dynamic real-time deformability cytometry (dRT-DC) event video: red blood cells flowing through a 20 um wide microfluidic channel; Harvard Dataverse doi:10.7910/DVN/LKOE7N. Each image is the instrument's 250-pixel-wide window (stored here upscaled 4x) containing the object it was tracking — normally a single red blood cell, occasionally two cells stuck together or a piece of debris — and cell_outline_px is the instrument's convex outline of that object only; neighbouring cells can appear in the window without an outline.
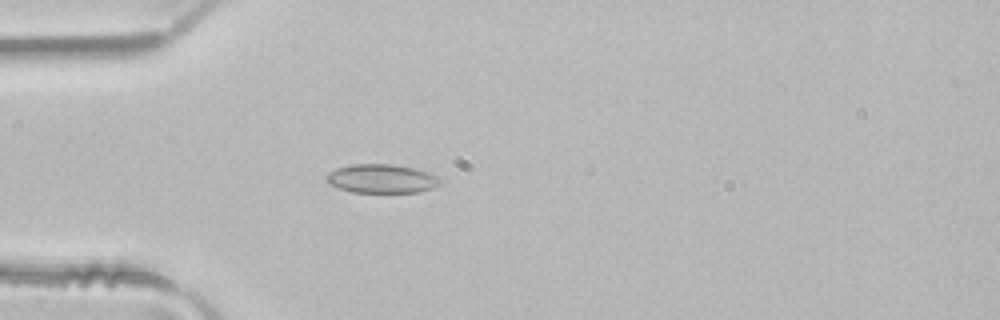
{"species": "common noctule bat (a hibernating species)", "species_latin": "Nyctalus noctula", "temperature_condition": "room temperature", "stored_images_in_passage": 1, "camera_frame_rate_fps": 3000, "um_per_image_px": 0.085, "animal": {"sex": "male", "body_mass_g": 21.5, "forearm_length_mm": 52.0}, "frame": {"image": 1, "passage_image": 1, "time_ms": 0.0, "image_size_px": [1000, 320], "cell_outline_px": [[444, 180], [440, 184], [432, 188], [420, 192], [352, 192], [340, 188], [332, 184], [324, 176], [328, 172], [336, 168], [352, 164], [392, 164], [412, 168], [436, 176]], "centroid_in_image_um": [32.44, 15.18], "position_along_channel_um": 52.6, "area_um2": 18.9}}